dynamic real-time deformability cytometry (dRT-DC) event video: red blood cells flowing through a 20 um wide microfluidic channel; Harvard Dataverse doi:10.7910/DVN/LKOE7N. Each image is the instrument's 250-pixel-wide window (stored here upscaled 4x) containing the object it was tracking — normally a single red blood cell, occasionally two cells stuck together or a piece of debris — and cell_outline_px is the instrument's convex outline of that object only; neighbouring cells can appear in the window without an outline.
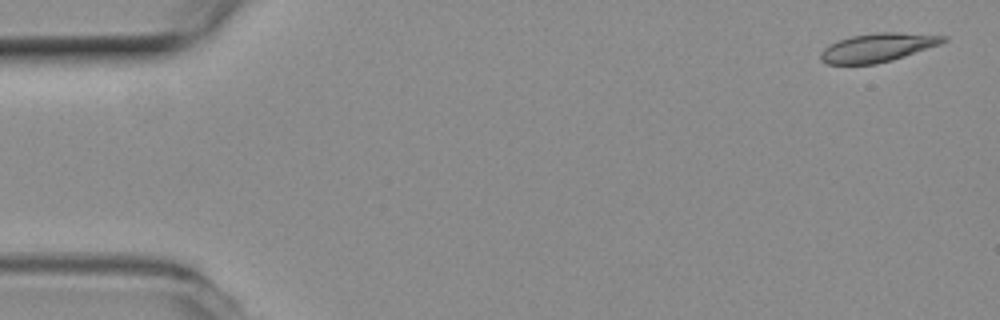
{"species": "common noctule bat (a hibernating species)", "species_latin": "Nyctalus noctula", "temperature_condition": "room temperature", "stored_images_in_passage": 54, "camera_frame_rate_fps": 3000, "um_per_image_px": 0.085, "animal": {"sex": "female", "body_mass_g": 19.3, "forearm_length_mm": 54.1}, "frame": {"image": 1, "passage_image": 2, "time_ms": 0.333, "image_size_px": [1000, 320], "cell_outline_px": [[948, 40], [940, 44], [892, 60], [876, 64], [828, 64], [820, 60], [820, 52], [828, 44], [852, 36], [876, 32], [896, 32], [948, 36]], "centroid_in_image_um": [74.59, 4.04], "position_along_channel_um": 10.4, "area_um2": 20.4}}
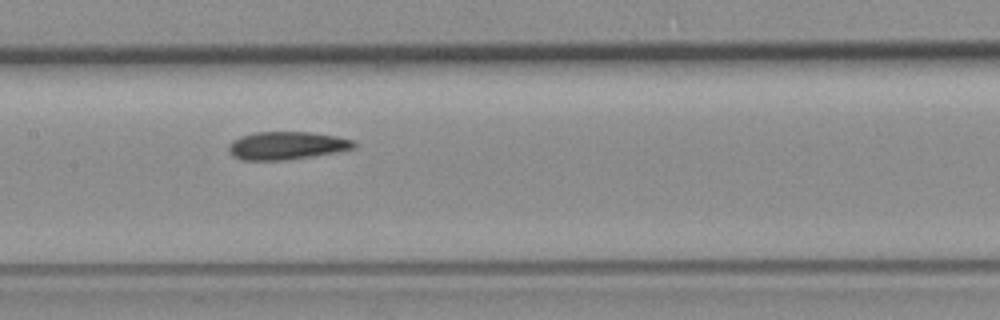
{"frame": {"image": 2, "passage_image": 26, "time_ms": 8.333, "image_size_px": [1000, 320], "cell_outline_px": [[356, 148], [336, 152], [312, 156], [284, 160], [244, 160], [232, 156], [228, 152], [228, 144], [232, 140], [240, 136], [256, 132], [308, 132], [336, 136], [352, 140], [356, 144]], "centroid_in_image_um": [24.33, 12.37], "position_along_channel_um": 183.1, "area_um2": 20.4}}
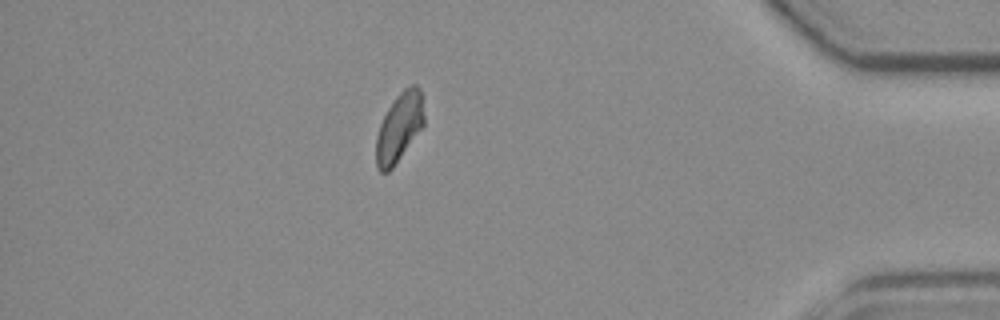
{"frame": {"image": 3, "passage_image": 47, "time_ms": 15.333, "image_size_px": [1000, 320], "cell_outline_px": [[424, 128], [392, 168], [388, 172], [380, 172], [376, 168], [376, 136], [380, 124], [388, 108], [396, 96], [404, 88], [412, 84], [416, 84], [420, 88], [424, 96]], "centroid_in_image_um": [33.98, 10.81], "position_along_channel_um": 401.2, "area_um2": 19.77}, "authors_computed_cell_mechanics": {"area_um2": 20.23, "velocity_mm_per_s": 3.7717, "shape_relaxation_time_tau1_ms": 6.2254, "shape_relaxation_time_tau2_ms": 3.3584, "deformation_change_tau1": 0.1451, "deformation_change_tau2": 0.0886}}